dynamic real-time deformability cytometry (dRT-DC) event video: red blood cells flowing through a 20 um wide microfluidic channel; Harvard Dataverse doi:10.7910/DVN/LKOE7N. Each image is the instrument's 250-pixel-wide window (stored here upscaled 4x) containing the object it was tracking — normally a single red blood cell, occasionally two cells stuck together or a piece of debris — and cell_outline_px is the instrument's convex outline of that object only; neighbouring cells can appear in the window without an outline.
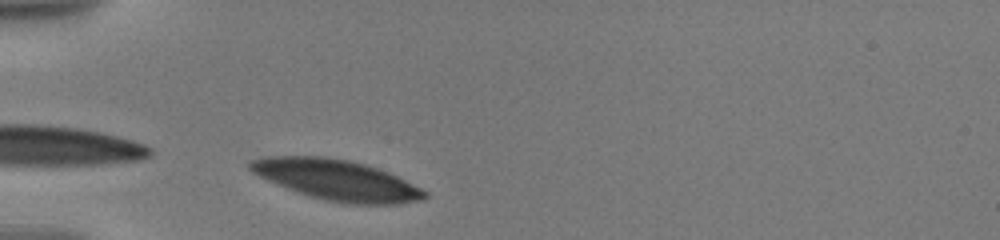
{"species": "human", "species_latin": "Homo sapiens", "temperature_condition": "warm", "stored_images_in_passage": 2, "camera_frame_rate_fps": 3000, "um_per_image_px": 0.085, "donor": {"sex": "male"}, "frame": {"image": 1, "passage_image": 2, "time_ms": 0.667, "image_size_px": [1000, 240], "cell_outline_px": [[428, 196], [420, 200], [396, 204], [352, 204], [324, 200], [308, 196], [268, 180], [252, 172], [248, 168], [248, 164], [252, 160], [264, 156], [324, 156], [348, 160], [364, 164], [388, 172], [428, 192]], "centroid_in_image_um": [28.6, 15.29], "position_along_channel_um": 56.4, "area_um2": 40.81}}